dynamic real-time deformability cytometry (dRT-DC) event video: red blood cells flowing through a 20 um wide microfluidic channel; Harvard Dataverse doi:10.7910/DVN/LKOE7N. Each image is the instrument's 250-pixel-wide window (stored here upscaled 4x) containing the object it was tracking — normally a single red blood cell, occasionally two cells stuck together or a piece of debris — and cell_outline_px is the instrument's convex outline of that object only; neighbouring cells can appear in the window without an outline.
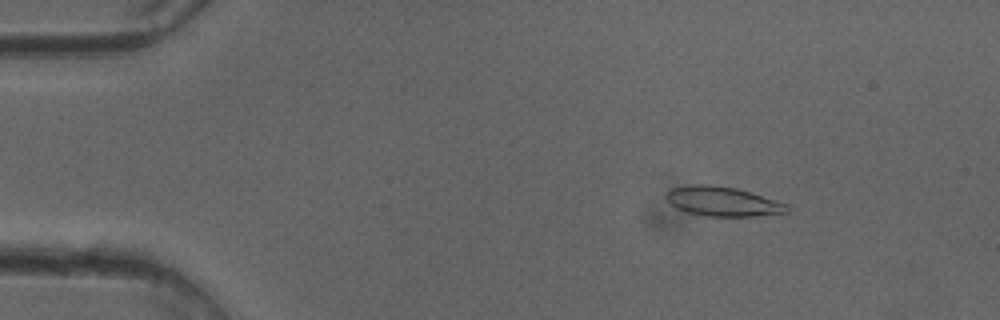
{"species": "common noctule bat (a hibernating species)", "species_latin": "Nyctalus noctula", "temperature_condition": "cold", "stored_images_in_passage": 50, "camera_frame_rate_fps": 3000, "um_per_image_px": 0.085, "animal": {"sex": "female"}, "frame": {"image": 1, "passage_image": 7, "time_ms": 2.0, "image_size_px": [1000, 320], "cell_outline_px": [[792, 208], [788, 212], [752, 216], [708, 216], [688, 212], [676, 208], [664, 196], [672, 188], [696, 184], [708, 184], [736, 188], [788, 204]], "centroid_in_image_um": [61.45, 17.12], "position_along_channel_um": 23.6, "area_um2": 20.52}}
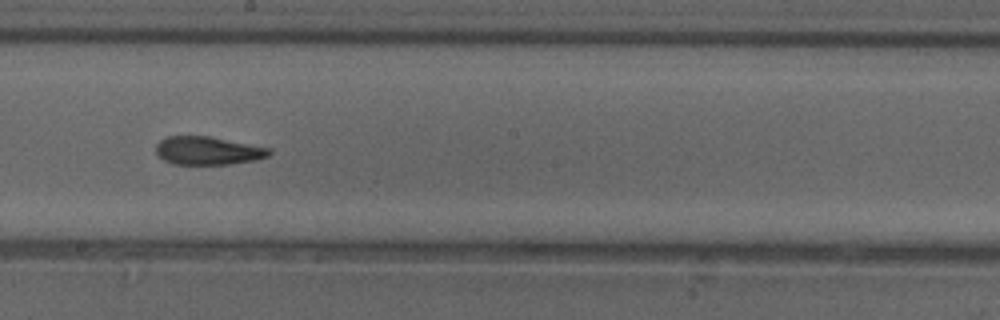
{"frame": {"image": 2, "passage_image": 28, "time_ms": 9.0, "image_size_px": [1000, 320], "cell_outline_px": [[272, 152], [268, 156], [256, 160], [228, 164], [172, 164], [164, 160], [156, 152], [156, 144], [160, 140], [168, 136], [208, 136], [272, 148]], "centroid_in_image_um": [17.69, 12.8], "position_along_channel_um": 230.5, "area_um2": 18.61}}
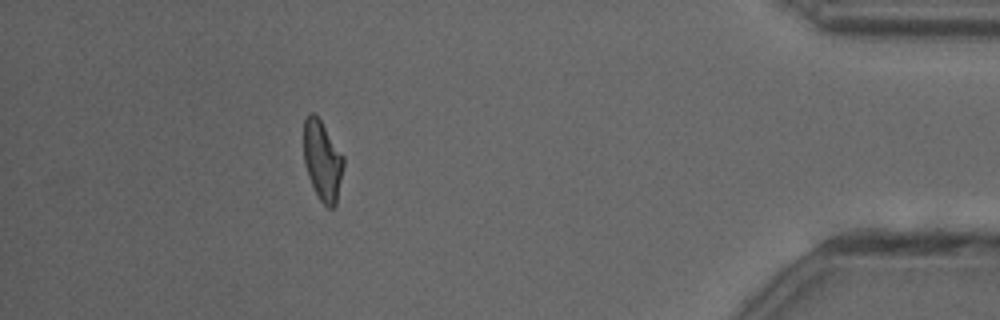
{"frame": {"image": 3, "passage_image": 45, "time_ms": 14.667, "image_size_px": [1000, 320], "cell_outline_px": [[344, 164], [336, 204], [332, 208], [328, 208], [320, 200], [308, 176], [304, 164], [304, 120], [308, 112], [312, 112], [320, 120], [344, 156]], "centroid_in_image_um": [27.4, 13.64], "position_along_channel_um": 407.8, "area_um2": 18.38}, "authors_computed_cell_mechanics": {"area_um2": 19.363, "velocity_mm_per_s": 4.0743, "shape_relaxation_time_tau1_ms": 6.9038, "shape_relaxation_time_tau2_ms": 2.9917, "deformation_change_tau1": 0.1841, "deformation_change_tau2": 0.1088}}